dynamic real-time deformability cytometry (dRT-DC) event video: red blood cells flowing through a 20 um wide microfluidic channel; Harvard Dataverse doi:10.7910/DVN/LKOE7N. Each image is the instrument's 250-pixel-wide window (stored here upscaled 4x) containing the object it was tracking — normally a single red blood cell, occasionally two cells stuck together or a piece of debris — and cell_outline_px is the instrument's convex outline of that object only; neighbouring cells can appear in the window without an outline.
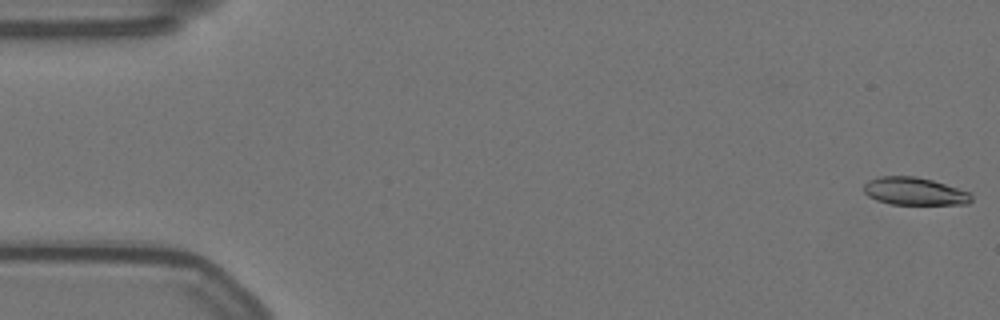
{"species": "Egyptian fruit bat (a non-hibernating species)", "species_latin": "Rousettus aegyptiacus", "temperature_condition": "warm", "stored_images_in_passage": 57, "camera_frame_rate_fps": 3000, "um_per_image_px": 0.085, "animal": {"sex": "female"}, "frame": {"image": 1, "passage_image": 1, "time_ms": 0.0, "image_size_px": [1000, 320], "cell_outline_px": [[972, 200], [968, 204], [892, 204], [876, 200], [868, 196], [864, 192], [864, 184], [868, 180], [880, 176], [916, 176], [932, 180], [968, 192], [972, 196]], "centroid_in_image_um": [77.69, 16.26], "position_along_channel_um": 7.3, "area_um2": 17.22}}
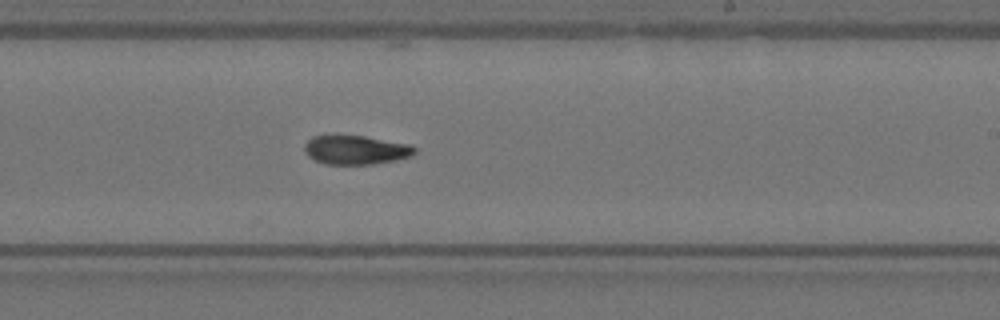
{"frame": {"image": 2, "passage_image": 34, "time_ms": 11.0, "image_size_px": [1000, 320], "cell_outline_px": [[416, 152], [412, 156], [396, 160], [372, 164], [324, 164], [308, 156], [304, 152], [304, 144], [312, 136], [336, 132], [364, 136], [408, 144], [416, 148]], "centroid_in_image_um": [30.17, 12.7], "position_along_channel_um": 258.8, "area_um2": 19.25}}
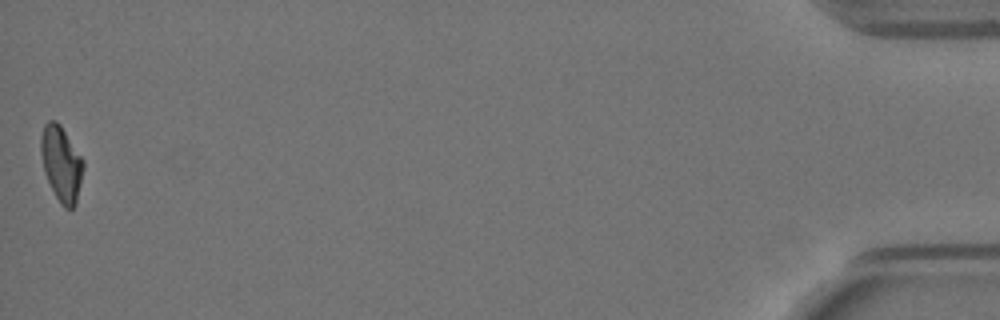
{"frame": {"image": 3, "passage_image": 57, "time_ms": 18.667, "image_size_px": [1000, 320], "cell_outline_px": [[84, 168], [76, 204], [72, 208], [64, 208], [60, 204], [44, 172], [40, 152], [40, 136], [44, 124], [48, 120], [56, 120], [60, 124], [84, 160]], "centroid_in_image_um": [5.21, 13.88], "position_along_channel_um": 430.0, "area_um2": 18.73}, "authors_computed_cell_mechanics": {"area_um2": 18.8428, "velocity_mm_per_s": 3.5313, "shape_relaxation_time_tau1_ms": null, "shape_relaxation_time_tau2_ms": 6.7097, "deformation_change_tau1": null, "deformation_change_tau2": 0.1416}}